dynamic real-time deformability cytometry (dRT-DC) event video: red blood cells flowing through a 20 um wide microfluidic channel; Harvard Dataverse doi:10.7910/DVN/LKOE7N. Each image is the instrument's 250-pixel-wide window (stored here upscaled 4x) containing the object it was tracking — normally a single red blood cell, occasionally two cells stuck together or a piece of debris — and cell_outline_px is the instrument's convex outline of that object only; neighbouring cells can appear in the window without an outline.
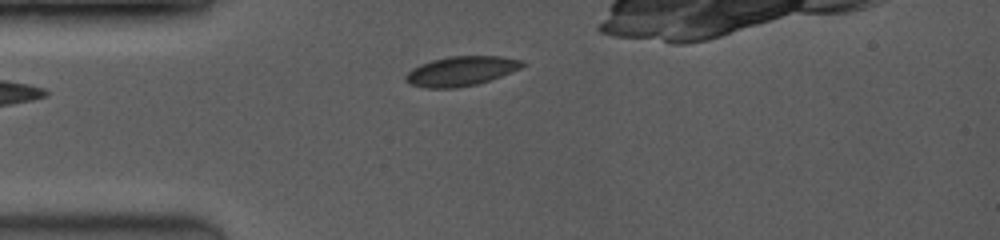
{"species": "common noctule bat (a hibernating species)", "species_latin": "Nyctalus noctula", "temperature_condition": "room temperature", "stored_images_in_passage": 6, "camera_frame_rate_fps": 3500, "um_per_image_px": 0.085, "animal": {"sex": "female", "body_mass_g": 19.0, "forearm_length_mm": 53.3}, "frame": {"image": 1, "passage_image": 1, "time_ms": 0.0, "image_size_px": [1000, 240], "cell_outline_px": [[528, 64], [520, 68], [500, 76], [476, 84], [456, 88], [424, 88], [408, 84], [404, 80], [404, 76], [412, 68], [420, 64], [432, 60], [448, 56], [500, 56], [524, 60]], "centroid_in_image_um": [39.16, 6.04], "position_along_channel_um": 45.8, "area_um2": 20.23}}
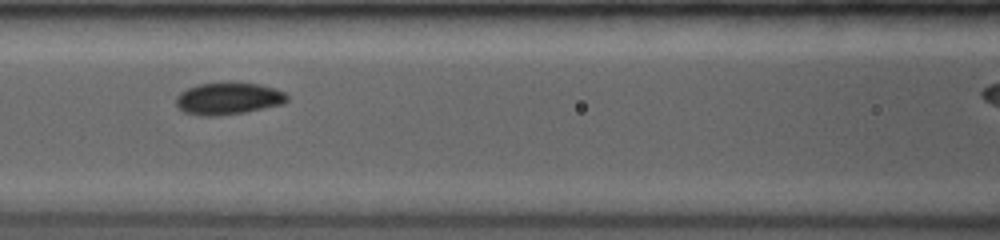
{"frame": {"image": 2, "passage_image": 4, "time_ms": 2.857, "image_size_px": [1000, 240], "cell_outline_px": [[288, 100], [284, 104], [244, 112], [216, 116], [200, 116], [184, 112], [176, 104], [176, 96], [180, 92], [188, 88], [200, 84], [236, 80], [260, 84], [276, 88], [284, 92], [288, 96]], "centroid_in_image_um": [19.43, 8.34], "position_along_channel_um": 147.2, "area_um2": 21.27}}
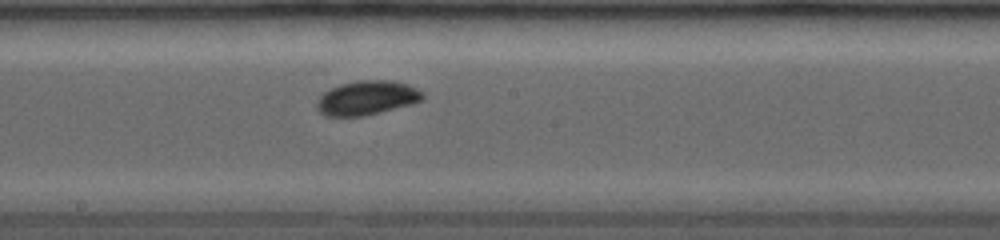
{"frame": {"image": 3, "passage_image": 6, "time_ms": 4.571, "image_size_px": [1000, 240], "cell_outline_px": [[424, 100], [412, 104], [364, 116], [324, 116], [316, 108], [316, 100], [324, 92], [340, 84], [356, 80], [392, 80], [408, 84], [424, 92]], "centroid_in_image_um": [31.2, 8.31], "position_along_channel_um": 217.0, "area_um2": 21.33}}